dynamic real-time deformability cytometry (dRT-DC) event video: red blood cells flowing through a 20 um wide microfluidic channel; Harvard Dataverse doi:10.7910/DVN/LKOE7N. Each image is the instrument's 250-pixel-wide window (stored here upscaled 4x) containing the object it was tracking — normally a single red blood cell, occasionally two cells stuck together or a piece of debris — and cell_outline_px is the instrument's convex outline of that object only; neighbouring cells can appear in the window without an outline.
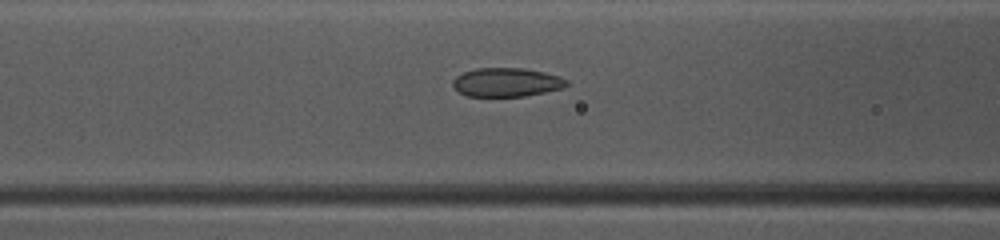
{"species": "common noctule bat (a hibernating species)", "species_latin": "Nyctalus noctula", "temperature_condition": "warm", "stored_images_in_passage": 49, "camera_frame_rate_fps": 3000, "um_per_image_px": 0.085, "animal": {"sex": "female", "body_mass_g": 10.0, "forearm_length_mm": 53.1}, "frame": {"image": 1, "passage_image": 20, "time_ms": 6.333, "image_size_px": [1000, 240], "cell_outline_px": [[568, 84], [560, 88], [544, 92], [524, 96], [468, 96], [460, 92], [452, 84], [452, 80], [456, 76], [464, 72], [476, 68], [524, 68], [544, 72], [560, 76], [568, 80]], "centroid_in_image_um": [43.05, 6.98], "position_along_channel_um": 123.5, "area_um2": 18.96}}
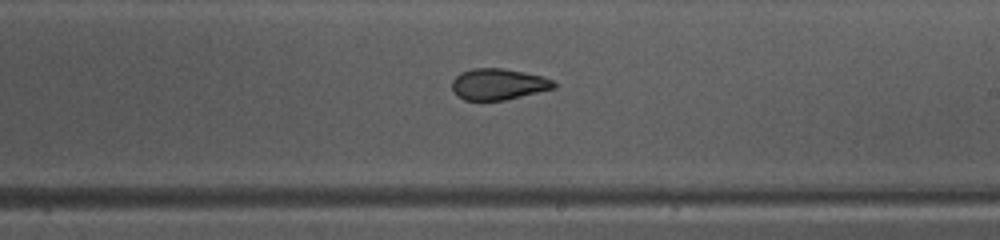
{"frame": {"image": 2, "passage_image": 29, "time_ms": 9.333, "image_size_px": [1000, 240], "cell_outline_px": [[556, 88], [504, 100], [464, 100], [456, 96], [452, 88], [452, 80], [460, 72], [472, 68], [504, 68], [544, 76], [552, 80], [556, 84]], "centroid_in_image_um": [42.35, 7.15], "position_along_channel_um": 246.7, "area_um2": 18.67}}
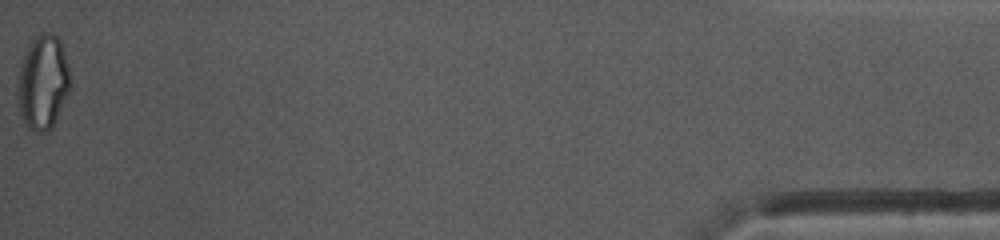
{"frame": {"image": 3, "passage_image": 49, "time_ms": 16.0, "image_size_px": [1000, 240], "cell_outline_px": [[68, 92], [52, 128], [48, 132], [36, 132], [28, 128], [24, 124], [20, 116], [16, 100], [16, 88], [20, 64], [32, 40], [40, 32], [52, 32], [60, 40], [68, 64]], "centroid_in_image_um": [3.59, 7.02], "position_along_channel_um": 431.6, "area_um2": 29.02}, "authors_computed_cell_mechanics": {"area_um2": 20.9814, "velocity_mm_per_s": 4.0891, "shape_relaxation_time_tau1_ms": null, "shape_relaxation_time_tau2_ms": 1.5092, "deformation_change_tau1": null, "deformation_change_tau2": 0.061}}